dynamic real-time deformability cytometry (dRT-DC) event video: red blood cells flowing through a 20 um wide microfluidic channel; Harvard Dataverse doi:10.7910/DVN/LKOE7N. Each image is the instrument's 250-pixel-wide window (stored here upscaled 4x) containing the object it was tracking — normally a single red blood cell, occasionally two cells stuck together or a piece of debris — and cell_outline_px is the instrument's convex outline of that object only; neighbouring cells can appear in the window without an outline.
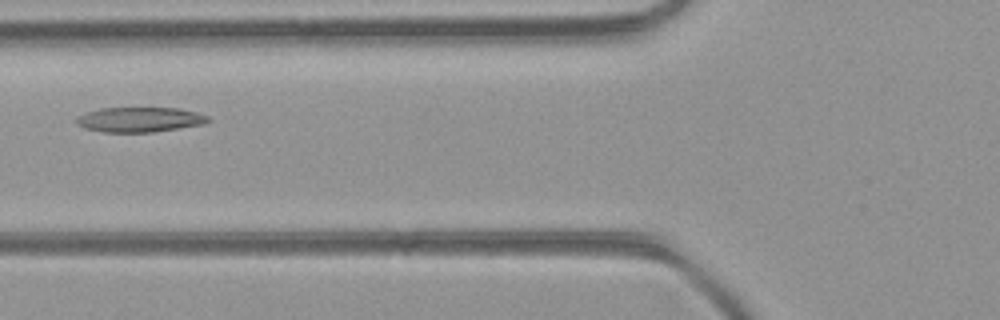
{"species": "common noctule bat (a hibernating species)", "species_latin": "Nyctalus noctula", "temperature_condition": "room temperature", "stored_images_in_passage": 4, "camera_frame_rate_fps": 3000, "um_per_image_px": 0.085, "animal": {"sex": "female", "body_mass_g": 21.9}, "frame": {"image": 1, "passage_image": 3, "time_ms": 0.667, "image_size_px": [1000, 320], "cell_outline_px": [[212, 120], [204, 124], [152, 132], [104, 132], [84, 128], [76, 124], [76, 116], [100, 108], [180, 108], [196, 112], [208, 116]], "centroid_in_image_um": [11.87, 10.16], "position_along_channel_um": 113.9, "area_um2": 19.13}}
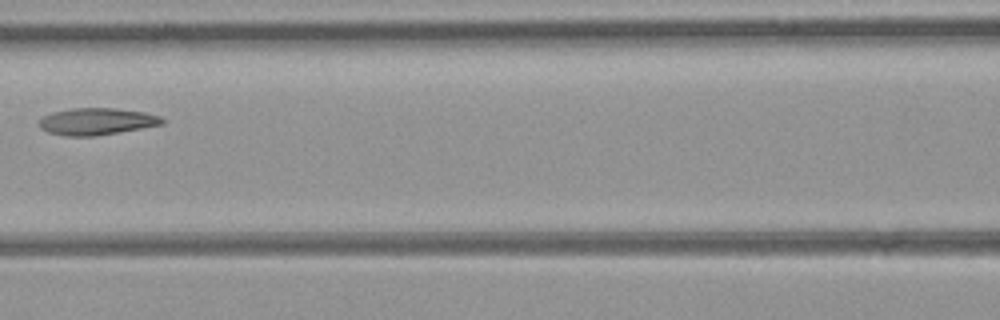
{"frame": {"image": 2, "passage_image": 4, "time_ms": 1.0, "image_size_px": [1000, 320], "cell_outline_px": [[164, 124], [96, 136], [68, 136], [48, 132], [40, 128], [36, 124], [44, 116], [52, 112], [72, 108], [116, 108], [144, 112], [160, 116], [164, 120]], "centroid_in_image_um": [8.2, 10.32], "position_along_channel_um": 158.4, "area_um2": 19.31}}